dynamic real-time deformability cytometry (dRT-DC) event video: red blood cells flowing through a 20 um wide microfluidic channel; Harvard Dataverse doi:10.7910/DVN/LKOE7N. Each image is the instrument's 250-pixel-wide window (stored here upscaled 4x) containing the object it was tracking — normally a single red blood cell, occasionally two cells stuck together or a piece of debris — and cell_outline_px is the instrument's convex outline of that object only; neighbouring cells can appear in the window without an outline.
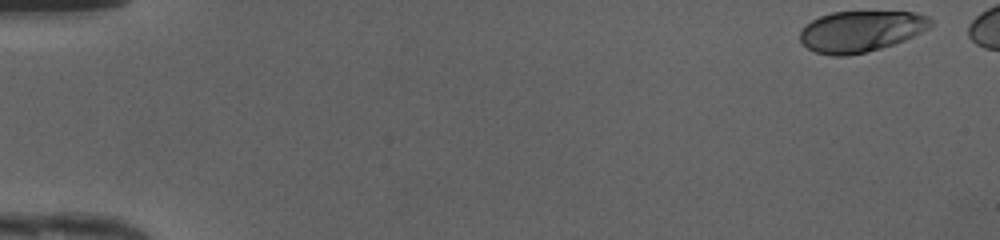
{"species": "human", "species_latin": "Homo sapiens", "temperature_condition": "cold", "stored_images_in_passage": 44, "camera_frame_rate_fps": 3000, "um_per_image_px": 0.085, "donor": {"sex": "female"}, "frame": {"image": 1, "passage_image": 1, "time_ms": 0.0, "image_size_px": [1000, 240], "cell_outline_px": [[932, 24], [928, 28], [904, 40], [868, 52], [848, 56], [832, 56], [816, 52], [808, 48], [800, 40], [800, 32], [804, 24], [820, 16], [832, 12], [916, 12], [928, 16], [932, 20]], "centroid_in_image_um": [73.14, 2.66], "position_along_channel_um": 11.9, "area_um2": 31.21}}
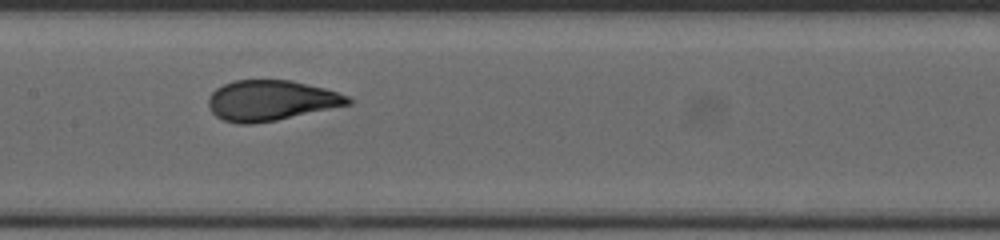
{"frame": {"image": 2, "passage_image": 24, "time_ms": 7.667, "image_size_px": [1000, 240], "cell_outline_px": [[352, 104], [276, 120], [252, 124], [240, 124], [224, 120], [216, 116], [212, 112], [208, 104], [208, 96], [216, 88], [224, 84], [236, 80], [292, 80], [324, 88], [352, 96]], "centroid_in_image_um": [23.05, 8.54], "position_along_channel_um": 184.3, "area_um2": 32.95}}
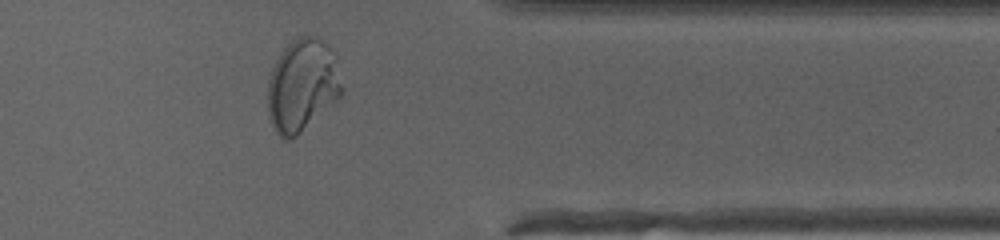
{"frame": {"image": 3, "passage_image": 39, "time_ms": 12.667, "image_size_px": [1000, 240], "cell_outline_px": [[344, 92], [340, 96], [292, 140], [284, 140], [276, 132], [268, 116], [268, 80], [272, 68], [280, 52], [292, 40], [300, 36], [308, 36], [320, 40], [336, 56], [344, 88]], "centroid_in_image_um": [25.69, 7.27], "position_along_channel_um": 385.7, "area_um2": 39.88}}